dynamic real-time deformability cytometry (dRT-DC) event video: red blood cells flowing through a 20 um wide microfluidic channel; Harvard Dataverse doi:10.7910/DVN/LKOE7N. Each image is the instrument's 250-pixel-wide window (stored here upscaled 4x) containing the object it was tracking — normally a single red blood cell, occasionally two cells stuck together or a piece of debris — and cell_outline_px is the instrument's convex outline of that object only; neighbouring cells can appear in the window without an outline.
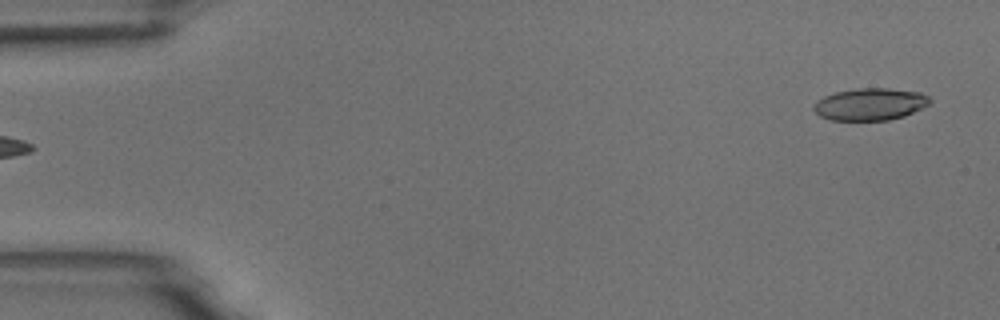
{"species": "common noctule bat (a hibernating species)", "species_latin": "Nyctalus noctula", "temperature_condition": "room temperature", "stored_images_in_passage": 3, "segment_of_instrument_passage": [2, 2], "camera_frame_rate_fps": 3000, "um_per_image_px": 0.085, "animal": {"sex": "male", "body_mass_g": 18.8}, "frame": {"image": 1, "passage_image": 3, "time_ms": 3.0, "image_size_px": [1000, 320], "cell_outline_px": [[932, 100], [928, 104], [904, 116], [888, 120], [832, 120], [820, 116], [812, 108], [816, 100], [824, 96], [836, 92], [856, 88], [888, 88], [920, 92], [928, 96]], "centroid_in_image_um": [73.94, 8.85], "position_along_channel_um": 11.1, "area_um2": 21.68}}